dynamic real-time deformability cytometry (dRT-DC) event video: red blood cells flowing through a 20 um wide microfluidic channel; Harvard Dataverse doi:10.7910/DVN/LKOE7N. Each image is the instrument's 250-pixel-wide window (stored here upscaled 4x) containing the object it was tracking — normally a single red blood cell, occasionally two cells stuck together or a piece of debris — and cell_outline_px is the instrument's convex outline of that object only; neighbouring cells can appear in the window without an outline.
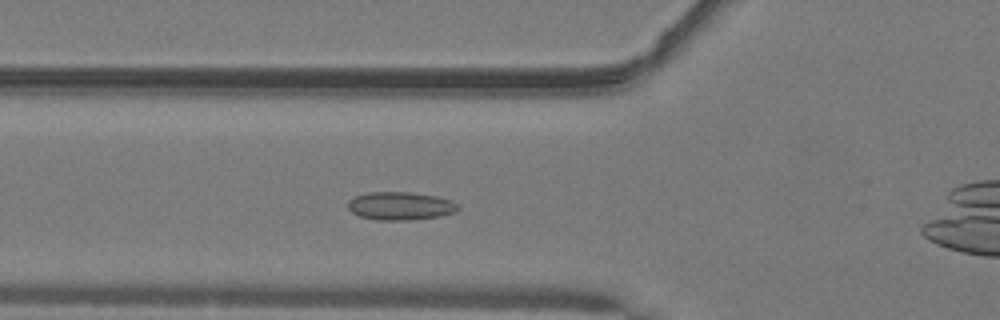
{"species": "common noctule bat (a hibernating species)", "species_latin": "Nyctalus noctula", "temperature_condition": "warm", "stored_images_in_passage": 30, "camera_frame_rate_fps": 3000, "um_per_image_px": 0.085, "animal": {"sex": "male", "body_mass_g": 19.2, "forearm_length_mm": 51.8}, "frame": {"image": 1, "passage_image": 7, "time_ms": 2.0, "image_size_px": [1000, 320], "cell_outline_px": [[460, 208], [456, 212], [440, 216], [408, 220], [376, 220], [360, 216], [352, 212], [348, 208], [348, 200], [356, 196], [368, 192], [412, 192], [436, 196], [448, 200], [456, 204]], "centroid_in_image_um": [34.01, 17.5], "position_along_channel_um": 91.8, "area_um2": 17.98}}
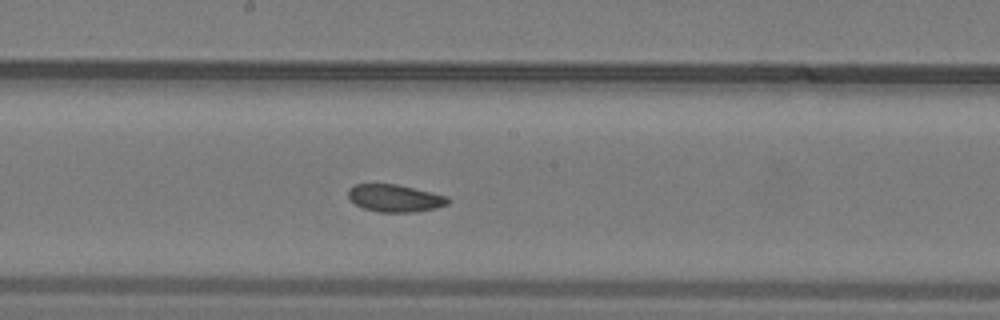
{"frame": {"image": 2, "passage_image": 16, "time_ms": 5.0, "image_size_px": [1000, 320], "cell_outline_px": [[448, 204], [436, 208], [416, 212], [380, 212], [364, 208], [356, 204], [348, 196], [348, 188], [356, 184], [396, 184], [432, 192], [448, 196]], "centroid_in_image_um": [33.58, 16.84], "position_along_channel_um": 214.6, "area_um2": 15.84}}
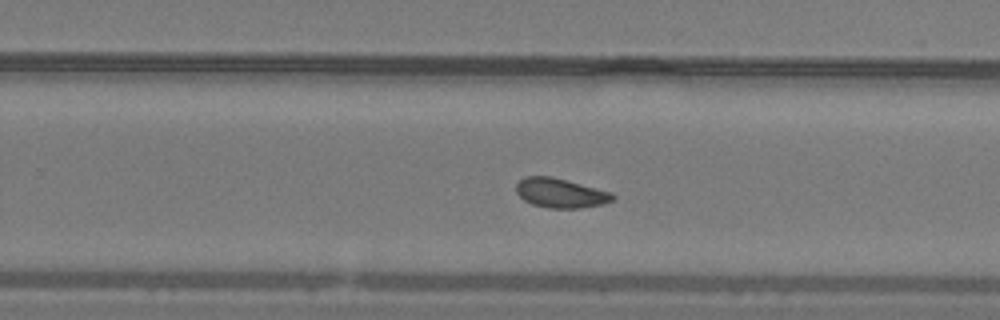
{"frame": {"image": 3, "passage_image": 21, "time_ms": 6.667, "image_size_px": [1000, 320], "cell_outline_px": [[616, 196], [612, 200], [604, 204], [580, 208], [548, 208], [532, 204], [524, 200], [516, 192], [516, 184], [524, 176], [552, 176], [568, 180], [612, 192]], "centroid_in_image_um": [47.65, 16.4], "position_along_channel_um": 282.2, "area_um2": 16.7}, "authors_computed_cell_mechanics": {"area_um2": 16.7042, "velocity_mm_per_s": 4.0856, "shape_relaxation_time_tau1_ms": null, "shape_relaxation_time_tau2_ms": 2.4704, "deformation_change_tau1": null, "deformation_change_tau2": 0.0691}}